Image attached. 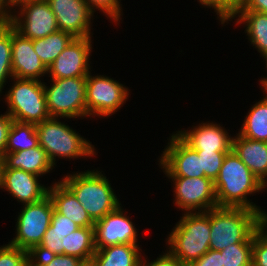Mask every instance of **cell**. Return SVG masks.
I'll list each match as a JSON object with an SVG mask.
<instances>
[{
    "label": "cell",
    "mask_w": 267,
    "mask_h": 266,
    "mask_svg": "<svg viewBox=\"0 0 267 266\" xmlns=\"http://www.w3.org/2000/svg\"><path fill=\"white\" fill-rule=\"evenodd\" d=\"M62 254V240L56 235H43L40 245L31 255H57Z\"/></svg>",
    "instance_id": "cell-36"
},
{
    "label": "cell",
    "mask_w": 267,
    "mask_h": 266,
    "mask_svg": "<svg viewBox=\"0 0 267 266\" xmlns=\"http://www.w3.org/2000/svg\"><path fill=\"white\" fill-rule=\"evenodd\" d=\"M267 94V91H264ZM239 135L251 140L267 142V95L251 107Z\"/></svg>",
    "instance_id": "cell-25"
},
{
    "label": "cell",
    "mask_w": 267,
    "mask_h": 266,
    "mask_svg": "<svg viewBox=\"0 0 267 266\" xmlns=\"http://www.w3.org/2000/svg\"><path fill=\"white\" fill-rule=\"evenodd\" d=\"M174 182L175 203L186 212H206L217 207L214 182L206 177H168Z\"/></svg>",
    "instance_id": "cell-11"
},
{
    "label": "cell",
    "mask_w": 267,
    "mask_h": 266,
    "mask_svg": "<svg viewBox=\"0 0 267 266\" xmlns=\"http://www.w3.org/2000/svg\"><path fill=\"white\" fill-rule=\"evenodd\" d=\"M249 0H224V23L235 19L236 14L243 9Z\"/></svg>",
    "instance_id": "cell-38"
},
{
    "label": "cell",
    "mask_w": 267,
    "mask_h": 266,
    "mask_svg": "<svg viewBox=\"0 0 267 266\" xmlns=\"http://www.w3.org/2000/svg\"><path fill=\"white\" fill-rule=\"evenodd\" d=\"M89 10L94 14V9L101 10L114 22L121 18L120 2L118 0H85Z\"/></svg>",
    "instance_id": "cell-35"
},
{
    "label": "cell",
    "mask_w": 267,
    "mask_h": 266,
    "mask_svg": "<svg viewBox=\"0 0 267 266\" xmlns=\"http://www.w3.org/2000/svg\"><path fill=\"white\" fill-rule=\"evenodd\" d=\"M50 196L54 209L79 227H94L95 222L88 215L87 211L76 199L74 194L60 181L49 187Z\"/></svg>",
    "instance_id": "cell-20"
},
{
    "label": "cell",
    "mask_w": 267,
    "mask_h": 266,
    "mask_svg": "<svg viewBox=\"0 0 267 266\" xmlns=\"http://www.w3.org/2000/svg\"><path fill=\"white\" fill-rule=\"evenodd\" d=\"M120 205L94 224L96 249L116 244H137V231Z\"/></svg>",
    "instance_id": "cell-14"
},
{
    "label": "cell",
    "mask_w": 267,
    "mask_h": 266,
    "mask_svg": "<svg viewBox=\"0 0 267 266\" xmlns=\"http://www.w3.org/2000/svg\"><path fill=\"white\" fill-rule=\"evenodd\" d=\"M2 167H3V157L0 156V186H1Z\"/></svg>",
    "instance_id": "cell-46"
},
{
    "label": "cell",
    "mask_w": 267,
    "mask_h": 266,
    "mask_svg": "<svg viewBox=\"0 0 267 266\" xmlns=\"http://www.w3.org/2000/svg\"><path fill=\"white\" fill-rule=\"evenodd\" d=\"M99 172L97 170L76 172L73 175H66L61 181L74 194L94 222L121 205L107 177Z\"/></svg>",
    "instance_id": "cell-3"
},
{
    "label": "cell",
    "mask_w": 267,
    "mask_h": 266,
    "mask_svg": "<svg viewBox=\"0 0 267 266\" xmlns=\"http://www.w3.org/2000/svg\"><path fill=\"white\" fill-rule=\"evenodd\" d=\"M30 253L7 244L0 247V266H30Z\"/></svg>",
    "instance_id": "cell-32"
},
{
    "label": "cell",
    "mask_w": 267,
    "mask_h": 266,
    "mask_svg": "<svg viewBox=\"0 0 267 266\" xmlns=\"http://www.w3.org/2000/svg\"><path fill=\"white\" fill-rule=\"evenodd\" d=\"M14 79L16 81L5 99L8 104L6 113L22 123L38 124L48 119L44 83L34 79Z\"/></svg>",
    "instance_id": "cell-6"
},
{
    "label": "cell",
    "mask_w": 267,
    "mask_h": 266,
    "mask_svg": "<svg viewBox=\"0 0 267 266\" xmlns=\"http://www.w3.org/2000/svg\"><path fill=\"white\" fill-rule=\"evenodd\" d=\"M187 266H223L221 261V252L210 249L198 260L191 262Z\"/></svg>",
    "instance_id": "cell-37"
},
{
    "label": "cell",
    "mask_w": 267,
    "mask_h": 266,
    "mask_svg": "<svg viewBox=\"0 0 267 266\" xmlns=\"http://www.w3.org/2000/svg\"><path fill=\"white\" fill-rule=\"evenodd\" d=\"M20 13H12L10 24L22 36L31 40L45 38L58 31L56 17L48 2L18 1ZM23 20V21H22Z\"/></svg>",
    "instance_id": "cell-10"
},
{
    "label": "cell",
    "mask_w": 267,
    "mask_h": 266,
    "mask_svg": "<svg viewBox=\"0 0 267 266\" xmlns=\"http://www.w3.org/2000/svg\"><path fill=\"white\" fill-rule=\"evenodd\" d=\"M91 37L74 38L48 67L52 79L87 76L89 56L92 49Z\"/></svg>",
    "instance_id": "cell-13"
},
{
    "label": "cell",
    "mask_w": 267,
    "mask_h": 266,
    "mask_svg": "<svg viewBox=\"0 0 267 266\" xmlns=\"http://www.w3.org/2000/svg\"><path fill=\"white\" fill-rule=\"evenodd\" d=\"M138 244H116L96 249L92 257L95 266H142Z\"/></svg>",
    "instance_id": "cell-22"
},
{
    "label": "cell",
    "mask_w": 267,
    "mask_h": 266,
    "mask_svg": "<svg viewBox=\"0 0 267 266\" xmlns=\"http://www.w3.org/2000/svg\"><path fill=\"white\" fill-rule=\"evenodd\" d=\"M231 149L267 187V142L251 140L237 134L232 138Z\"/></svg>",
    "instance_id": "cell-19"
},
{
    "label": "cell",
    "mask_w": 267,
    "mask_h": 266,
    "mask_svg": "<svg viewBox=\"0 0 267 266\" xmlns=\"http://www.w3.org/2000/svg\"><path fill=\"white\" fill-rule=\"evenodd\" d=\"M52 86L44 84L46 108L50 117H87L86 76L51 79Z\"/></svg>",
    "instance_id": "cell-7"
},
{
    "label": "cell",
    "mask_w": 267,
    "mask_h": 266,
    "mask_svg": "<svg viewBox=\"0 0 267 266\" xmlns=\"http://www.w3.org/2000/svg\"><path fill=\"white\" fill-rule=\"evenodd\" d=\"M262 56L264 57V59H266V68H267V51L264 52L262 54ZM267 78V77H266ZM266 78H263L260 83H261V86H263L262 88L264 89V91H267V79Z\"/></svg>",
    "instance_id": "cell-44"
},
{
    "label": "cell",
    "mask_w": 267,
    "mask_h": 266,
    "mask_svg": "<svg viewBox=\"0 0 267 266\" xmlns=\"http://www.w3.org/2000/svg\"><path fill=\"white\" fill-rule=\"evenodd\" d=\"M160 158V166L168 177H205L201 172V155L177 133L170 137Z\"/></svg>",
    "instance_id": "cell-12"
},
{
    "label": "cell",
    "mask_w": 267,
    "mask_h": 266,
    "mask_svg": "<svg viewBox=\"0 0 267 266\" xmlns=\"http://www.w3.org/2000/svg\"><path fill=\"white\" fill-rule=\"evenodd\" d=\"M169 234V251L183 265L198 260L210 250V217L206 212H186Z\"/></svg>",
    "instance_id": "cell-4"
},
{
    "label": "cell",
    "mask_w": 267,
    "mask_h": 266,
    "mask_svg": "<svg viewBox=\"0 0 267 266\" xmlns=\"http://www.w3.org/2000/svg\"><path fill=\"white\" fill-rule=\"evenodd\" d=\"M38 175L20 169H2L1 189L11 193L19 202L29 204L48 195L49 188L38 183Z\"/></svg>",
    "instance_id": "cell-17"
},
{
    "label": "cell",
    "mask_w": 267,
    "mask_h": 266,
    "mask_svg": "<svg viewBox=\"0 0 267 266\" xmlns=\"http://www.w3.org/2000/svg\"><path fill=\"white\" fill-rule=\"evenodd\" d=\"M200 4L213 7L215 12L217 13L218 18L221 21V24H224V0H199Z\"/></svg>",
    "instance_id": "cell-41"
},
{
    "label": "cell",
    "mask_w": 267,
    "mask_h": 266,
    "mask_svg": "<svg viewBox=\"0 0 267 266\" xmlns=\"http://www.w3.org/2000/svg\"><path fill=\"white\" fill-rule=\"evenodd\" d=\"M36 124L13 120L7 135L5 153H14L38 146Z\"/></svg>",
    "instance_id": "cell-27"
},
{
    "label": "cell",
    "mask_w": 267,
    "mask_h": 266,
    "mask_svg": "<svg viewBox=\"0 0 267 266\" xmlns=\"http://www.w3.org/2000/svg\"><path fill=\"white\" fill-rule=\"evenodd\" d=\"M12 7L13 6L10 4L8 0H0V24H5L10 22L12 14L9 8L13 9Z\"/></svg>",
    "instance_id": "cell-43"
},
{
    "label": "cell",
    "mask_w": 267,
    "mask_h": 266,
    "mask_svg": "<svg viewBox=\"0 0 267 266\" xmlns=\"http://www.w3.org/2000/svg\"><path fill=\"white\" fill-rule=\"evenodd\" d=\"M96 252L94 227H79L62 238V254L90 261Z\"/></svg>",
    "instance_id": "cell-23"
},
{
    "label": "cell",
    "mask_w": 267,
    "mask_h": 266,
    "mask_svg": "<svg viewBox=\"0 0 267 266\" xmlns=\"http://www.w3.org/2000/svg\"><path fill=\"white\" fill-rule=\"evenodd\" d=\"M240 11H258L267 13V0H249Z\"/></svg>",
    "instance_id": "cell-42"
},
{
    "label": "cell",
    "mask_w": 267,
    "mask_h": 266,
    "mask_svg": "<svg viewBox=\"0 0 267 266\" xmlns=\"http://www.w3.org/2000/svg\"><path fill=\"white\" fill-rule=\"evenodd\" d=\"M12 6H14L19 0H8Z\"/></svg>",
    "instance_id": "cell-47"
},
{
    "label": "cell",
    "mask_w": 267,
    "mask_h": 266,
    "mask_svg": "<svg viewBox=\"0 0 267 266\" xmlns=\"http://www.w3.org/2000/svg\"><path fill=\"white\" fill-rule=\"evenodd\" d=\"M79 226L71 221L66 216L59 214L55 209L51 217V224L48 227V230L44 235H56L63 237L69 235L71 232H74Z\"/></svg>",
    "instance_id": "cell-34"
},
{
    "label": "cell",
    "mask_w": 267,
    "mask_h": 266,
    "mask_svg": "<svg viewBox=\"0 0 267 266\" xmlns=\"http://www.w3.org/2000/svg\"><path fill=\"white\" fill-rule=\"evenodd\" d=\"M265 187L231 149L224 157L214 181L217 206L251 209L267 220V213L247 199V195L262 191Z\"/></svg>",
    "instance_id": "cell-1"
},
{
    "label": "cell",
    "mask_w": 267,
    "mask_h": 266,
    "mask_svg": "<svg viewBox=\"0 0 267 266\" xmlns=\"http://www.w3.org/2000/svg\"><path fill=\"white\" fill-rule=\"evenodd\" d=\"M146 263V260L145 262L142 261V266H185L168 250L167 253H164L162 256L160 255L156 260Z\"/></svg>",
    "instance_id": "cell-40"
},
{
    "label": "cell",
    "mask_w": 267,
    "mask_h": 266,
    "mask_svg": "<svg viewBox=\"0 0 267 266\" xmlns=\"http://www.w3.org/2000/svg\"><path fill=\"white\" fill-rule=\"evenodd\" d=\"M237 23L245 24L249 41L262 55L267 51V13L239 11Z\"/></svg>",
    "instance_id": "cell-24"
},
{
    "label": "cell",
    "mask_w": 267,
    "mask_h": 266,
    "mask_svg": "<svg viewBox=\"0 0 267 266\" xmlns=\"http://www.w3.org/2000/svg\"><path fill=\"white\" fill-rule=\"evenodd\" d=\"M57 119L49 117L36 124L38 144L47 153L52 164L56 165V156L69 159L93 156L95 150L91 142Z\"/></svg>",
    "instance_id": "cell-5"
},
{
    "label": "cell",
    "mask_w": 267,
    "mask_h": 266,
    "mask_svg": "<svg viewBox=\"0 0 267 266\" xmlns=\"http://www.w3.org/2000/svg\"><path fill=\"white\" fill-rule=\"evenodd\" d=\"M253 233L242 243H234L221 250L223 266H252Z\"/></svg>",
    "instance_id": "cell-28"
},
{
    "label": "cell",
    "mask_w": 267,
    "mask_h": 266,
    "mask_svg": "<svg viewBox=\"0 0 267 266\" xmlns=\"http://www.w3.org/2000/svg\"><path fill=\"white\" fill-rule=\"evenodd\" d=\"M82 262L72 255H30V266H80Z\"/></svg>",
    "instance_id": "cell-33"
},
{
    "label": "cell",
    "mask_w": 267,
    "mask_h": 266,
    "mask_svg": "<svg viewBox=\"0 0 267 266\" xmlns=\"http://www.w3.org/2000/svg\"><path fill=\"white\" fill-rule=\"evenodd\" d=\"M13 119L10 115L5 113L0 115V156L5 154V147L7 143V135Z\"/></svg>",
    "instance_id": "cell-39"
},
{
    "label": "cell",
    "mask_w": 267,
    "mask_h": 266,
    "mask_svg": "<svg viewBox=\"0 0 267 266\" xmlns=\"http://www.w3.org/2000/svg\"><path fill=\"white\" fill-rule=\"evenodd\" d=\"M210 249L221 251L244 242L265 220L251 209L215 207L209 210Z\"/></svg>",
    "instance_id": "cell-2"
},
{
    "label": "cell",
    "mask_w": 267,
    "mask_h": 266,
    "mask_svg": "<svg viewBox=\"0 0 267 266\" xmlns=\"http://www.w3.org/2000/svg\"><path fill=\"white\" fill-rule=\"evenodd\" d=\"M19 1H38V2H48V0H19Z\"/></svg>",
    "instance_id": "cell-48"
},
{
    "label": "cell",
    "mask_w": 267,
    "mask_h": 266,
    "mask_svg": "<svg viewBox=\"0 0 267 266\" xmlns=\"http://www.w3.org/2000/svg\"><path fill=\"white\" fill-rule=\"evenodd\" d=\"M201 155V172L213 182L222 167L224 157L228 152L196 150Z\"/></svg>",
    "instance_id": "cell-31"
},
{
    "label": "cell",
    "mask_w": 267,
    "mask_h": 266,
    "mask_svg": "<svg viewBox=\"0 0 267 266\" xmlns=\"http://www.w3.org/2000/svg\"><path fill=\"white\" fill-rule=\"evenodd\" d=\"M53 167L47 153L40 145L14 153H5L3 156L2 169H20L40 176L50 172Z\"/></svg>",
    "instance_id": "cell-21"
},
{
    "label": "cell",
    "mask_w": 267,
    "mask_h": 266,
    "mask_svg": "<svg viewBox=\"0 0 267 266\" xmlns=\"http://www.w3.org/2000/svg\"><path fill=\"white\" fill-rule=\"evenodd\" d=\"M53 211L54 206L49 195L37 202L25 204L16 222L17 235L9 244L31 254L48 230Z\"/></svg>",
    "instance_id": "cell-8"
},
{
    "label": "cell",
    "mask_w": 267,
    "mask_h": 266,
    "mask_svg": "<svg viewBox=\"0 0 267 266\" xmlns=\"http://www.w3.org/2000/svg\"><path fill=\"white\" fill-rule=\"evenodd\" d=\"M252 266H267V220L253 232Z\"/></svg>",
    "instance_id": "cell-30"
},
{
    "label": "cell",
    "mask_w": 267,
    "mask_h": 266,
    "mask_svg": "<svg viewBox=\"0 0 267 266\" xmlns=\"http://www.w3.org/2000/svg\"><path fill=\"white\" fill-rule=\"evenodd\" d=\"M177 134L194 150L229 152L232 148V137L213 122L201 123L192 130H181Z\"/></svg>",
    "instance_id": "cell-18"
},
{
    "label": "cell",
    "mask_w": 267,
    "mask_h": 266,
    "mask_svg": "<svg viewBox=\"0 0 267 266\" xmlns=\"http://www.w3.org/2000/svg\"><path fill=\"white\" fill-rule=\"evenodd\" d=\"M80 266H95V264L92 262V260L90 261H83Z\"/></svg>",
    "instance_id": "cell-45"
},
{
    "label": "cell",
    "mask_w": 267,
    "mask_h": 266,
    "mask_svg": "<svg viewBox=\"0 0 267 266\" xmlns=\"http://www.w3.org/2000/svg\"><path fill=\"white\" fill-rule=\"evenodd\" d=\"M73 39L74 37L70 33L58 30L45 38L33 40V48L41 62L48 69Z\"/></svg>",
    "instance_id": "cell-26"
},
{
    "label": "cell",
    "mask_w": 267,
    "mask_h": 266,
    "mask_svg": "<svg viewBox=\"0 0 267 266\" xmlns=\"http://www.w3.org/2000/svg\"><path fill=\"white\" fill-rule=\"evenodd\" d=\"M11 47L13 77L41 81L40 77L48 74L33 48V40L22 36L13 26Z\"/></svg>",
    "instance_id": "cell-16"
},
{
    "label": "cell",
    "mask_w": 267,
    "mask_h": 266,
    "mask_svg": "<svg viewBox=\"0 0 267 266\" xmlns=\"http://www.w3.org/2000/svg\"><path fill=\"white\" fill-rule=\"evenodd\" d=\"M48 3L60 31L74 38L91 37L90 24L94 15L85 0H48Z\"/></svg>",
    "instance_id": "cell-15"
},
{
    "label": "cell",
    "mask_w": 267,
    "mask_h": 266,
    "mask_svg": "<svg viewBox=\"0 0 267 266\" xmlns=\"http://www.w3.org/2000/svg\"><path fill=\"white\" fill-rule=\"evenodd\" d=\"M90 74L86 76L87 116H111L128 99V88L112 78Z\"/></svg>",
    "instance_id": "cell-9"
},
{
    "label": "cell",
    "mask_w": 267,
    "mask_h": 266,
    "mask_svg": "<svg viewBox=\"0 0 267 266\" xmlns=\"http://www.w3.org/2000/svg\"><path fill=\"white\" fill-rule=\"evenodd\" d=\"M12 25L10 23L0 24V93L12 73Z\"/></svg>",
    "instance_id": "cell-29"
}]
</instances>
